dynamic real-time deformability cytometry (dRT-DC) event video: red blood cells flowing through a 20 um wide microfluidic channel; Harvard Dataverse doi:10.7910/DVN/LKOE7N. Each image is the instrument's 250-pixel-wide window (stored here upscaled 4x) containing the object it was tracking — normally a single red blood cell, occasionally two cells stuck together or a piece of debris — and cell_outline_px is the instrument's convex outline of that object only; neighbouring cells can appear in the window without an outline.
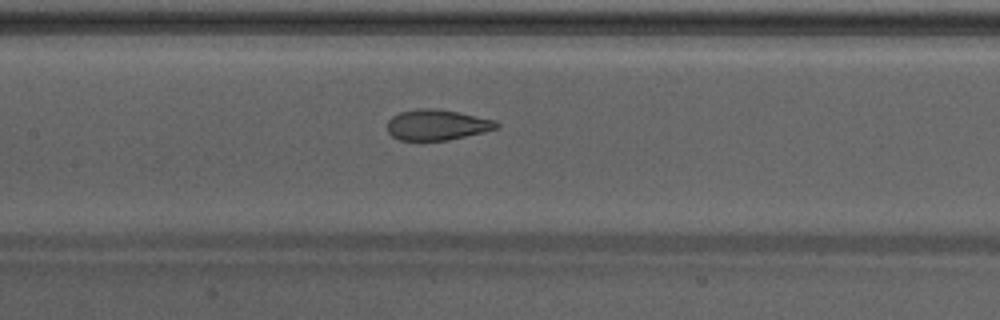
{"species": "Egyptian fruit bat (a non-hibernating species)", "species_latin": "Rousettus aegyptiacus", "temperature_condition": "warm", "stored_images_in_passage": 36, "camera_frame_rate_fps": 3000, "um_per_image_px": 0.085, "animal": {"sex": "male"}, "frame": {"image": 1, "passage_image": 16, "time_ms": 5.0, "image_size_px": [1000, 320], "cell_outline_px": [[500, 124], [496, 128], [484, 132], [448, 140], [400, 140], [392, 136], [388, 132], [388, 120], [392, 116], [400, 112], [416, 108], [436, 108], [496, 120]], "centroid_in_image_um": [37.13, 10.61], "position_along_channel_um": 170.3, "area_um2": 19.42}}